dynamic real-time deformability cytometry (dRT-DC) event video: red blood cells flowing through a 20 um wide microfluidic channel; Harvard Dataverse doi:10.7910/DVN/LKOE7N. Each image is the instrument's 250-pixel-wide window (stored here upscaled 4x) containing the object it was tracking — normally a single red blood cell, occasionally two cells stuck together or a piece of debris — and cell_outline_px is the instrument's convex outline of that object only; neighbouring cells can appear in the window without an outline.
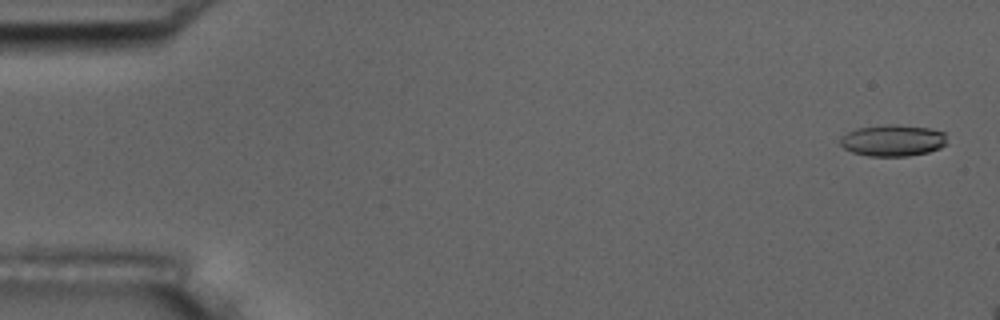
{"species": "common noctule bat (a hibernating species)", "species_latin": "Nyctalus noctula", "temperature_condition": "room temperature", "stored_images_in_passage": 3, "camera_frame_rate_fps": 3000, "um_per_image_px": 0.085, "animal": {"sex": "male", "body_mass_g": 17.5, "forearm_length_mm": 52.3}, "frame": {"image": 1, "passage_image": 1, "time_ms": 0.0, "image_size_px": [1000, 320], "cell_outline_px": [[948, 144], [940, 148], [928, 152], [908, 156], [868, 156], [852, 152], [844, 148], [840, 144], [840, 136], [856, 128], [888, 124], [896, 124], [928, 128], [944, 132]], "centroid_in_image_um": [75.89, 11.94], "position_along_channel_um": 9.1, "area_um2": 19.77}}